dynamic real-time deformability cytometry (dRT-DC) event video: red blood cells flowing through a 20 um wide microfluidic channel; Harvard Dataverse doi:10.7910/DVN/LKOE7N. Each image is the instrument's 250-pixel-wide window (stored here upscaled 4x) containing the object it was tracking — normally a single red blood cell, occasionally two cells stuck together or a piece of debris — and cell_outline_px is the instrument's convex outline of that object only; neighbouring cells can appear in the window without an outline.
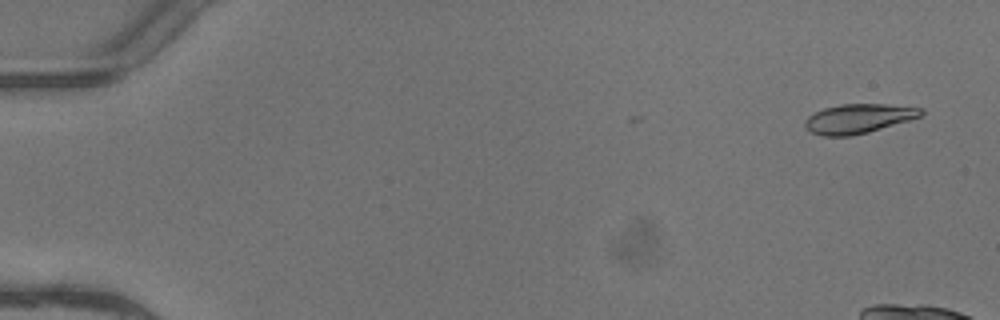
{"species": "common noctule bat (a hibernating species)", "species_latin": "Nyctalus noctula", "temperature_condition": "warm", "stored_images_in_passage": 5, "camera_frame_rate_fps": 3000, "um_per_image_px": 0.085, "animal": {"sex": "female"}, "frame": {"image": 1, "passage_image": 1, "time_ms": 0.0, "image_size_px": [1000, 320], "cell_outline_px": [[924, 112], [920, 116], [908, 120], [868, 132], [852, 136], [824, 136], [812, 132], [804, 128], [804, 120], [808, 116], [824, 108], [840, 104], [884, 104], [924, 108]], "centroid_in_image_um": [72.93, 10.08], "position_along_channel_um": 12.1, "area_um2": 19.77}}